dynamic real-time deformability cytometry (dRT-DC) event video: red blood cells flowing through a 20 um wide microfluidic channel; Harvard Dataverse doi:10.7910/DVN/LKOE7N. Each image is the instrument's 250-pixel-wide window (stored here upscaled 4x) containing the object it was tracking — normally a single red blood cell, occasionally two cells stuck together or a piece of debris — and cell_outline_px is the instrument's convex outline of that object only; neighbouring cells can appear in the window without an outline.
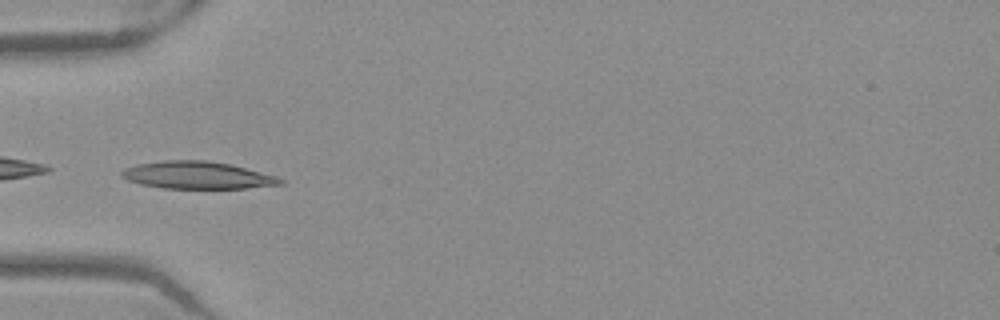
{"species": "Egyptian fruit bat (a non-hibernating species)", "species_latin": "Rousettus aegyptiacus", "temperature_condition": "warm", "stored_images_in_passage": 50, "camera_frame_rate_fps": 3000, "um_per_image_px": 0.085, "frame": {"image": 1, "passage_image": 15, "time_ms": 4.667, "image_size_px": [1000, 320], "cell_outline_px": [[284, 184], [248, 188], [164, 188], [140, 184], [128, 180], [120, 176], [120, 172], [124, 168], [136, 164], [164, 160], [208, 160], [228, 164], [276, 176], [284, 180]], "centroid_in_image_um": [16.73, 14.89], "position_along_channel_um": 68.3, "area_um2": 25.2}}
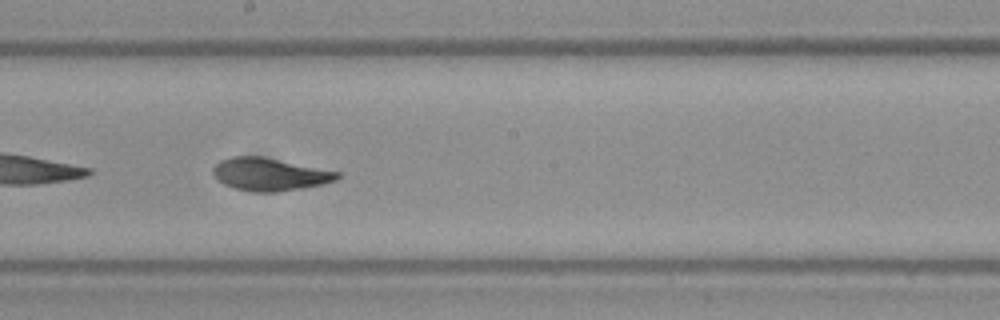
{"frame": {"image": 2, "passage_image": 27, "time_ms": 8.667, "image_size_px": [1000, 320], "cell_outline_px": [[340, 176], [336, 180], [320, 184], [300, 188], [276, 192], [256, 192], [236, 188], [224, 184], [216, 180], [212, 172], [212, 168], [220, 160], [232, 156], [260, 156], [340, 172]], "centroid_in_image_um": [22.87, 14.81], "position_along_channel_um": 225.3, "area_um2": 23.41}}
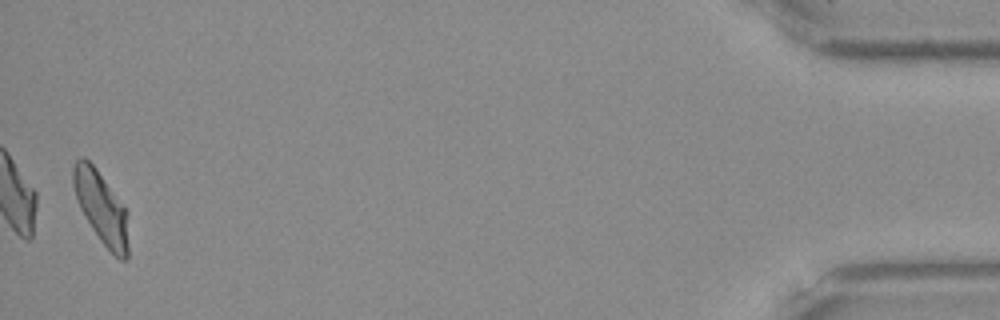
{"frame": {"image": 3, "passage_image": 49, "time_ms": 16.0, "image_size_px": [1000, 320], "cell_outline_px": [[128, 256], [124, 260], [120, 260], [100, 240], [92, 228], [80, 208], [72, 184], [72, 164], [80, 156], [84, 156], [96, 168], [128, 212]], "centroid_in_image_um": [8.6, 17.61], "position_along_channel_um": 426.6, "area_um2": 23.12}, "authors_computed_cell_mechanics": {"area_um2": 23.4668, "velocity_mm_per_s": 3.9219, "shape_relaxation_time_tau1_ms": 4.0061, "shape_relaxation_time_tau2_ms": 1.6791, "deformation_change_tau1": 0.1548, "deformation_change_tau2": 0.0747}}